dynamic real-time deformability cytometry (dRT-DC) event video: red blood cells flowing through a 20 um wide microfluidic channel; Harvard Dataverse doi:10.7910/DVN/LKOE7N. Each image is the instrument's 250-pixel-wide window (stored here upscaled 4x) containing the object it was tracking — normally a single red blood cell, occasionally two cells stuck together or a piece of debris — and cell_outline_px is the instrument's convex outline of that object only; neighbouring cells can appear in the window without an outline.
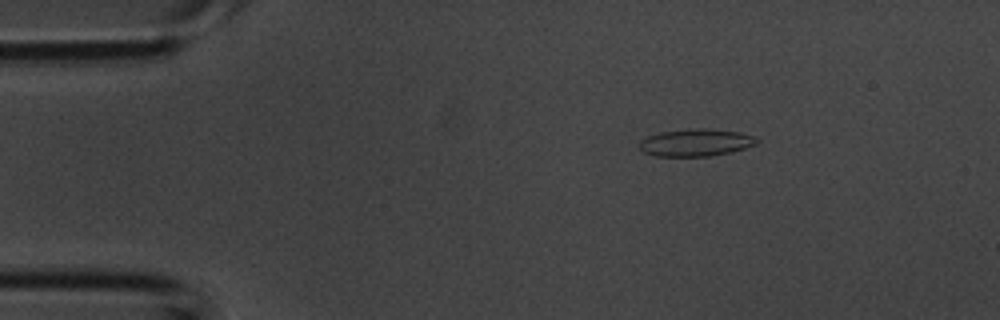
{"species": "common noctule bat (a hibernating species)", "species_latin": "Nyctalus noctula", "temperature_condition": "room temperature", "stored_images_in_passage": 3, "camera_frame_rate_fps": 3000, "um_per_image_px": 0.085, "animal": {"sex": "male", "body_mass_g": 20.1, "forearm_length_mm": 53.5}, "frame": {"image": 1, "passage_image": 2, "time_ms": 0.333, "image_size_px": [1000, 320], "cell_outline_px": [[760, 140], [756, 144], [732, 152], [708, 156], [656, 156], [644, 152], [640, 148], [640, 140], [648, 136], [660, 132], [700, 128], [704, 128], [740, 132], [752, 136]], "centroid_in_image_um": [59.15, 12.12], "position_along_channel_um": 25.8, "area_um2": 18.5}}